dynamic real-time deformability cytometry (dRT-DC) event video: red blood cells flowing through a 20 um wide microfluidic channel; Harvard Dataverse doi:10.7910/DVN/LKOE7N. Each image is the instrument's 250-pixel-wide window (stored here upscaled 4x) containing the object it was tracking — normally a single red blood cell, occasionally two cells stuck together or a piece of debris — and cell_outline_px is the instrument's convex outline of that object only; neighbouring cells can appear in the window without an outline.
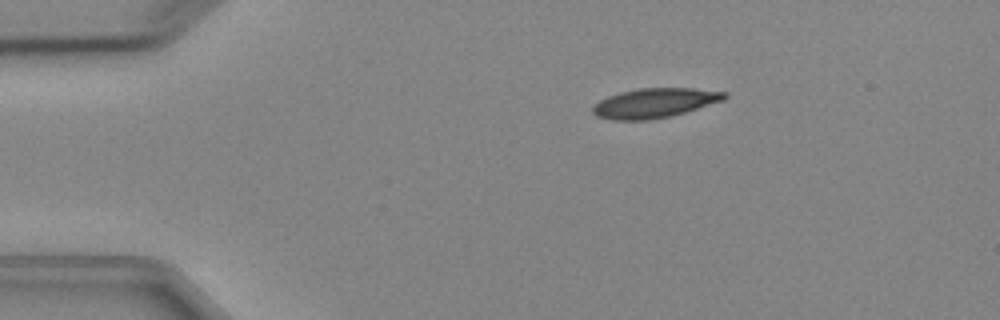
{"species": "Egyptian fruit bat (a non-hibernating species)", "species_latin": "Rousettus aegyptiacus", "temperature_condition": "cold", "stored_images_in_passage": 5, "camera_frame_rate_fps": 3000, "um_per_image_px": 0.085, "animal": {"sex": "female"}, "frame": {"image": 1, "passage_image": 1, "time_ms": 0.0, "image_size_px": [1000, 320], "cell_outline_px": [[728, 96], [724, 100], [672, 116], [648, 120], [612, 120], [596, 116], [592, 112], [592, 108], [600, 100], [608, 96], [620, 92], [640, 88], [692, 88], [728, 92]], "centroid_in_image_um": [55.66, 8.75], "position_along_channel_um": 29.3, "area_um2": 22.72}}
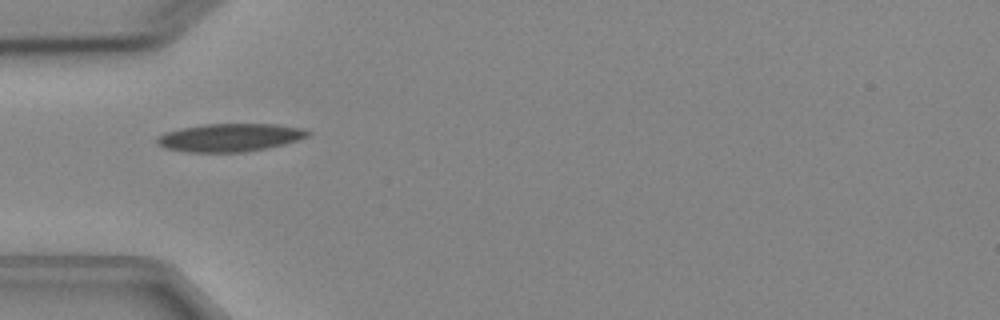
{"frame": {"image": 2, "passage_image": 3, "time_ms": 2.333, "image_size_px": [1000, 320], "cell_outline_px": [[312, 132], [308, 136], [284, 144], [244, 152], [188, 152], [164, 148], [156, 144], [156, 136], [164, 132], [180, 128], [204, 124], [276, 124], [304, 128]], "centroid_in_image_um": [19.5, 11.68], "position_along_channel_um": 65.5, "area_um2": 24.74}}